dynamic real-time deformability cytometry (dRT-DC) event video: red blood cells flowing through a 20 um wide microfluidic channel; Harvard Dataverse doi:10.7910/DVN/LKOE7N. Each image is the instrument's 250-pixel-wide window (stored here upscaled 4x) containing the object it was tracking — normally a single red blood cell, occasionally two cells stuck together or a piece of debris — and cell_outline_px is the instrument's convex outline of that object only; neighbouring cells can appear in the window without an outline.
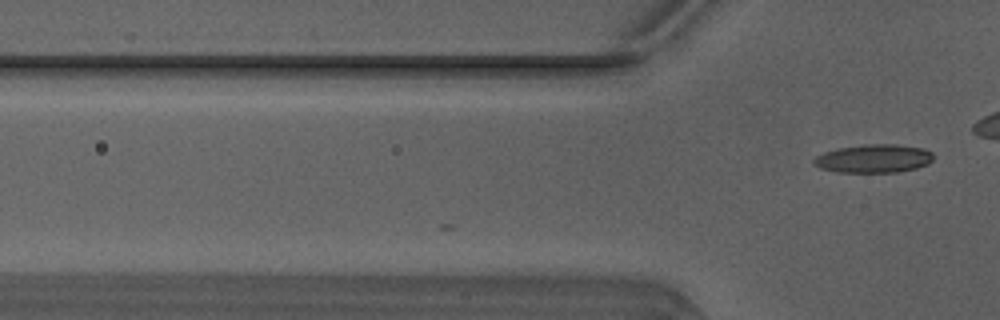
{"species": "Egyptian fruit bat (a non-hibernating species)", "species_latin": "Rousettus aegyptiacus", "temperature_condition": "warm", "stored_images_in_passage": 10, "camera_frame_rate_fps": 3000, "um_per_image_px": 0.085, "animal": {"sex": "male"}, "frame": {"image": 1, "passage_image": 10, "time_ms": 3.0, "image_size_px": [1000, 320], "cell_outline_px": [[932, 160], [928, 164], [916, 168], [896, 172], [836, 172], [820, 168], [812, 164], [812, 160], [816, 156], [824, 152], [840, 148], [864, 144], [896, 144], [924, 148], [932, 152]], "centroid_in_image_um": [74.25, 13.47], "position_along_channel_um": 51.6, "area_um2": 19.83}}